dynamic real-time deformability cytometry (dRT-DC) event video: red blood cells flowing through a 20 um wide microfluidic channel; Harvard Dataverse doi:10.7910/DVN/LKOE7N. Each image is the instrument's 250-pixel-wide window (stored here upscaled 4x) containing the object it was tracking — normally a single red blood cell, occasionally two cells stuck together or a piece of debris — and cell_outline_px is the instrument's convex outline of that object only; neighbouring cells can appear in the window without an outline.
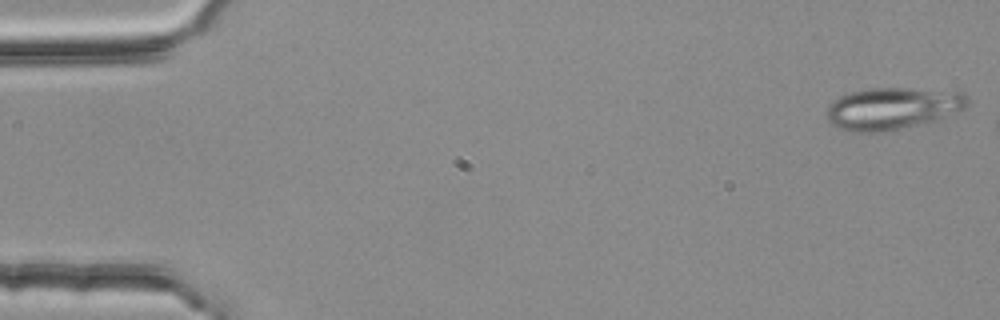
{"species": "common noctule bat (a hibernating species)", "species_latin": "Nyctalus noctula", "temperature_condition": "room temperature", "stored_images_in_passage": 9, "camera_frame_rate_fps": 3000, "um_per_image_px": 0.085, "animal": {"sex": "female", "body_mass_g": 25.1}, "frame": {"image": 1, "passage_image": 1, "time_ms": 0.0, "image_size_px": [1000, 320], "cell_outline_px": [[968, 104], [964, 108], [928, 124], [884, 132], [852, 132], [840, 128], [832, 124], [828, 120], [824, 112], [828, 104], [832, 100], [848, 92], [868, 88], [908, 88], [964, 92], [968, 96]], "centroid_in_image_um": [75.84, 9.22], "position_along_channel_um": 9.2, "area_um2": 35.14}}